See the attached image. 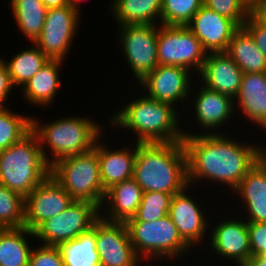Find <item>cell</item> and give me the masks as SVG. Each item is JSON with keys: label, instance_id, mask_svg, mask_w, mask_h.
I'll return each instance as SVG.
<instances>
[{"label": "cell", "instance_id": "6da1fadb", "mask_svg": "<svg viewBox=\"0 0 266 266\" xmlns=\"http://www.w3.org/2000/svg\"><path fill=\"white\" fill-rule=\"evenodd\" d=\"M184 133L188 185L210 180L234 190L247 172L259 161V145L244 144L236 137L202 132ZM195 182V183H194Z\"/></svg>", "mask_w": 266, "mask_h": 266}, {"label": "cell", "instance_id": "7a4b0ae2", "mask_svg": "<svg viewBox=\"0 0 266 266\" xmlns=\"http://www.w3.org/2000/svg\"><path fill=\"white\" fill-rule=\"evenodd\" d=\"M133 179L143 192H182L189 186L183 142L137 143Z\"/></svg>", "mask_w": 266, "mask_h": 266}, {"label": "cell", "instance_id": "3957f363", "mask_svg": "<svg viewBox=\"0 0 266 266\" xmlns=\"http://www.w3.org/2000/svg\"><path fill=\"white\" fill-rule=\"evenodd\" d=\"M177 109L172 104L138 96L109 118L113 127L135 134V143L182 142L184 133ZM135 132V133H134Z\"/></svg>", "mask_w": 266, "mask_h": 266}, {"label": "cell", "instance_id": "277c9868", "mask_svg": "<svg viewBox=\"0 0 266 266\" xmlns=\"http://www.w3.org/2000/svg\"><path fill=\"white\" fill-rule=\"evenodd\" d=\"M40 123L37 118L32 117V131L39 140L42 155L49 166L64 157L90 151L103 135V128L98 121L79 115L58 118L47 124ZM45 145L51 149L49 154L52 156L47 155L45 150H49L44 147Z\"/></svg>", "mask_w": 266, "mask_h": 266}, {"label": "cell", "instance_id": "5b68a950", "mask_svg": "<svg viewBox=\"0 0 266 266\" xmlns=\"http://www.w3.org/2000/svg\"><path fill=\"white\" fill-rule=\"evenodd\" d=\"M49 175L50 166L32 130L18 142L0 151V184L24 198Z\"/></svg>", "mask_w": 266, "mask_h": 266}, {"label": "cell", "instance_id": "8992f818", "mask_svg": "<svg viewBox=\"0 0 266 266\" xmlns=\"http://www.w3.org/2000/svg\"><path fill=\"white\" fill-rule=\"evenodd\" d=\"M50 175L76 201H88L101 209L106 191L100 178L97 142L86 153L64 157L50 166Z\"/></svg>", "mask_w": 266, "mask_h": 266}, {"label": "cell", "instance_id": "52a82bcc", "mask_svg": "<svg viewBox=\"0 0 266 266\" xmlns=\"http://www.w3.org/2000/svg\"><path fill=\"white\" fill-rule=\"evenodd\" d=\"M126 225L134 251L142 262L158 258L181 260V256L192 250L179 235L169 215L153 222H126Z\"/></svg>", "mask_w": 266, "mask_h": 266}, {"label": "cell", "instance_id": "ba28073f", "mask_svg": "<svg viewBox=\"0 0 266 266\" xmlns=\"http://www.w3.org/2000/svg\"><path fill=\"white\" fill-rule=\"evenodd\" d=\"M99 218L98 206L74 200L63 212L46 219L33 231L35 240L41 245L58 246L90 230Z\"/></svg>", "mask_w": 266, "mask_h": 266}, {"label": "cell", "instance_id": "9c48e42d", "mask_svg": "<svg viewBox=\"0 0 266 266\" xmlns=\"http://www.w3.org/2000/svg\"><path fill=\"white\" fill-rule=\"evenodd\" d=\"M158 65H174L200 73L207 52L186 26L162 25L157 36Z\"/></svg>", "mask_w": 266, "mask_h": 266}, {"label": "cell", "instance_id": "30bf717a", "mask_svg": "<svg viewBox=\"0 0 266 266\" xmlns=\"http://www.w3.org/2000/svg\"><path fill=\"white\" fill-rule=\"evenodd\" d=\"M159 24L120 25L119 44L123 58L138 82L158 66Z\"/></svg>", "mask_w": 266, "mask_h": 266}, {"label": "cell", "instance_id": "8fae6325", "mask_svg": "<svg viewBox=\"0 0 266 266\" xmlns=\"http://www.w3.org/2000/svg\"><path fill=\"white\" fill-rule=\"evenodd\" d=\"M80 15L72 4L47 9L42 32L34 44L49 59L66 60L80 25Z\"/></svg>", "mask_w": 266, "mask_h": 266}, {"label": "cell", "instance_id": "7c38bea8", "mask_svg": "<svg viewBox=\"0 0 266 266\" xmlns=\"http://www.w3.org/2000/svg\"><path fill=\"white\" fill-rule=\"evenodd\" d=\"M96 232V249L100 266L143 265L132 246L126 223L100 217L92 227Z\"/></svg>", "mask_w": 266, "mask_h": 266}, {"label": "cell", "instance_id": "4fadbf2b", "mask_svg": "<svg viewBox=\"0 0 266 266\" xmlns=\"http://www.w3.org/2000/svg\"><path fill=\"white\" fill-rule=\"evenodd\" d=\"M73 201L49 175L25 197L24 226L34 231L46 219L63 212Z\"/></svg>", "mask_w": 266, "mask_h": 266}, {"label": "cell", "instance_id": "5bb4252c", "mask_svg": "<svg viewBox=\"0 0 266 266\" xmlns=\"http://www.w3.org/2000/svg\"><path fill=\"white\" fill-rule=\"evenodd\" d=\"M191 72V70L174 65H158L138 83L144 87V90L146 89V96L176 107L175 103H183L193 92L191 89L194 90L191 88L194 84V82L191 83L193 81Z\"/></svg>", "mask_w": 266, "mask_h": 266}, {"label": "cell", "instance_id": "9a60e30c", "mask_svg": "<svg viewBox=\"0 0 266 266\" xmlns=\"http://www.w3.org/2000/svg\"><path fill=\"white\" fill-rule=\"evenodd\" d=\"M191 187L188 186L182 192L172 196L168 215L183 241L190 248L193 246L195 248L208 234L206 231L209 229V220L206 219L205 210L201 209L202 206H199L197 200L194 201V198L190 197L191 194L186 193Z\"/></svg>", "mask_w": 266, "mask_h": 266}, {"label": "cell", "instance_id": "2e32d148", "mask_svg": "<svg viewBox=\"0 0 266 266\" xmlns=\"http://www.w3.org/2000/svg\"><path fill=\"white\" fill-rule=\"evenodd\" d=\"M240 219L238 216L232 219L229 217V220L227 218L219 224L216 223L214 228L210 227L212 232L209 237L210 247L219 255L218 258L237 262V266H242L251 258L247 222L244 217Z\"/></svg>", "mask_w": 266, "mask_h": 266}, {"label": "cell", "instance_id": "e0dca14e", "mask_svg": "<svg viewBox=\"0 0 266 266\" xmlns=\"http://www.w3.org/2000/svg\"><path fill=\"white\" fill-rule=\"evenodd\" d=\"M186 27L199 39L207 53L226 52L239 26L203 5Z\"/></svg>", "mask_w": 266, "mask_h": 266}, {"label": "cell", "instance_id": "ac0fdd59", "mask_svg": "<svg viewBox=\"0 0 266 266\" xmlns=\"http://www.w3.org/2000/svg\"><path fill=\"white\" fill-rule=\"evenodd\" d=\"M200 86L193 96L195 98L193 104H195L196 124L198 123L197 126L201 127L202 131L203 129L207 130L205 134H217V132L222 134L218 130L219 127L225 125V122L231 121L229 119L236 114L234 100L218 91L208 89L203 85Z\"/></svg>", "mask_w": 266, "mask_h": 266}, {"label": "cell", "instance_id": "d6986e66", "mask_svg": "<svg viewBox=\"0 0 266 266\" xmlns=\"http://www.w3.org/2000/svg\"><path fill=\"white\" fill-rule=\"evenodd\" d=\"M198 76L203 86L234 100L241 86L243 72L226 52H214L207 53Z\"/></svg>", "mask_w": 266, "mask_h": 266}, {"label": "cell", "instance_id": "ffe728a7", "mask_svg": "<svg viewBox=\"0 0 266 266\" xmlns=\"http://www.w3.org/2000/svg\"><path fill=\"white\" fill-rule=\"evenodd\" d=\"M142 195V188L133 178L113 185L106 190L100 209V217L107 221L126 223L135 216Z\"/></svg>", "mask_w": 266, "mask_h": 266}, {"label": "cell", "instance_id": "44dd1931", "mask_svg": "<svg viewBox=\"0 0 266 266\" xmlns=\"http://www.w3.org/2000/svg\"><path fill=\"white\" fill-rule=\"evenodd\" d=\"M246 209V222L266 223V167L258 161L233 190ZM248 212V213H247Z\"/></svg>", "mask_w": 266, "mask_h": 266}, {"label": "cell", "instance_id": "7402d4cb", "mask_svg": "<svg viewBox=\"0 0 266 266\" xmlns=\"http://www.w3.org/2000/svg\"><path fill=\"white\" fill-rule=\"evenodd\" d=\"M97 140V156L99 161L100 178L104 190L124 180L133 178L134 162L137 152V143L130 148L111 150L104 142Z\"/></svg>", "mask_w": 266, "mask_h": 266}, {"label": "cell", "instance_id": "603a6c76", "mask_svg": "<svg viewBox=\"0 0 266 266\" xmlns=\"http://www.w3.org/2000/svg\"><path fill=\"white\" fill-rule=\"evenodd\" d=\"M234 102L235 110H241L249 122L266 129V72L243 73Z\"/></svg>", "mask_w": 266, "mask_h": 266}, {"label": "cell", "instance_id": "cb8c5ba5", "mask_svg": "<svg viewBox=\"0 0 266 266\" xmlns=\"http://www.w3.org/2000/svg\"><path fill=\"white\" fill-rule=\"evenodd\" d=\"M63 60L49 59L46 64L20 89L28 104L47 107L61 87L60 68ZM59 73V74H58Z\"/></svg>", "mask_w": 266, "mask_h": 266}, {"label": "cell", "instance_id": "d4e9b609", "mask_svg": "<svg viewBox=\"0 0 266 266\" xmlns=\"http://www.w3.org/2000/svg\"><path fill=\"white\" fill-rule=\"evenodd\" d=\"M226 53L243 73L266 72L265 55L243 26L234 32Z\"/></svg>", "mask_w": 266, "mask_h": 266}, {"label": "cell", "instance_id": "484cf974", "mask_svg": "<svg viewBox=\"0 0 266 266\" xmlns=\"http://www.w3.org/2000/svg\"><path fill=\"white\" fill-rule=\"evenodd\" d=\"M110 10L118 25L161 23L162 0H111ZM160 17V18H159Z\"/></svg>", "mask_w": 266, "mask_h": 266}, {"label": "cell", "instance_id": "4316f807", "mask_svg": "<svg viewBox=\"0 0 266 266\" xmlns=\"http://www.w3.org/2000/svg\"><path fill=\"white\" fill-rule=\"evenodd\" d=\"M26 236L35 238L25 226L0 228V266H28L33 245Z\"/></svg>", "mask_w": 266, "mask_h": 266}, {"label": "cell", "instance_id": "83f0119b", "mask_svg": "<svg viewBox=\"0 0 266 266\" xmlns=\"http://www.w3.org/2000/svg\"><path fill=\"white\" fill-rule=\"evenodd\" d=\"M96 232L93 228L67 242L59 248L64 266H100V257L96 249Z\"/></svg>", "mask_w": 266, "mask_h": 266}, {"label": "cell", "instance_id": "f1b7e54d", "mask_svg": "<svg viewBox=\"0 0 266 266\" xmlns=\"http://www.w3.org/2000/svg\"><path fill=\"white\" fill-rule=\"evenodd\" d=\"M13 18L31 43L40 36L47 8L42 0H10Z\"/></svg>", "mask_w": 266, "mask_h": 266}, {"label": "cell", "instance_id": "f546056e", "mask_svg": "<svg viewBox=\"0 0 266 266\" xmlns=\"http://www.w3.org/2000/svg\"><path fill=\"white\" fill-rule=\"evenodd\" d=\"M49 60L34 44L31 48L19 51L9 62L4 59L13 87L22 88Z\"/></svg>", "mask_w": 266, "mask_h": 266}, {"label": "cell", "instance_id": "4dcf8cb0", "mask_svg": "<svg viewBox=\"0 0 266 266\" xmlns=\"http://www.w3.org/2000/svg\"><path fill=\"white\" fill-rule=\"evenodd\" d=\"M0 107V151L21 140L32 130V117Z\"/></svg>", "mask_w": 266, "mask_h": 266}, {"label": "cell", "instance_id": "1f68e13d", "mask_svg": "<svg viewBox=\"0 0 266 266\" xmlns=\"http://www.w3.org/2000/svg\"><path fill=\"white\" fill-rule=\"evenodd\" d=\"M25 198L0 184V228L24 226Z\"/></svg>", "mask_w": 266, "mask_h": 266}, {"label": "cell", "instance_id": "d6a6232c", "mask_svg": "<svg viewBox=\"0 0 266 266\" xmlns=\"http://www.w3.org/2000/svg\"><path fill=\"white\" fill-rule=\"evenodd\" d=\"M204 5V0H162L161 24L186 26Z\"/></svg>", "mask_w": 266, "mask_h": 266}, {"label": "cell", "instance_id": "836d02e7", "mask_svg": "<svg viewBox=\"0 0 266 266\" xmlns=\"http://www.w3.org/2000/svg\"><path fill=\"white\" fill-rule=\"evenodd\" d=\"M172 195L164 192H143L135 216L127 222H153L168 215Z\"/></svg>", "mask_w": 266, "mask_h": 266}, {"label": "cell", "instance_id": "e575fe53", "mask_svg": "<svg viewBox=\"0 0 266 266\" xmlns=\"http://www.w3.org/2000/svg\"><path fill=\"white\" fill-rule=\"evenodd\" d=\"M204 5L233 20L242 27L250 14V8L243 0H204Z\"/></svg>", "mask_w": 266, "mask_h": 266}, {"label": "cell", "instance_id": "d590c367", "mask_svg": "<svg viewBox=\"0 0 266 266\" xmlns=\"http://www.w3.org/2000/svg\"><path fill=\"white\" fill-rule=\"evenodd\" d=\"M39 246L32 249L28 266H64L57 246Z\"/></svg>", "mask_w": 266, "mask_h": 266}, {"label": "cell", "instance_id": "8d00e7d4", "mask_svg": "<svg viewBox=\"0 0 266 266\" xmlns=\"http://www.w3.org/2000/svg\"><path fill=\"white\" fill-rule=\"evenodd\" d=\"M251 257L266 254V223L247 222Z\"/></svg>", "mask_w": 266, "mask_h": 266}, {"label": "cell", "instance_id": "74e56055", "mask_svg": "<svg viewBox=\"0 0 266 266\" xmlns=\"http://www.w3.org/2000/svg\"><path fill=\"white\" fill-rule=\"evenodd\" d=\"M243 27L251 34L255 44L266 58V25L260 23L251 13Z\"/></svg>", "mask_w": 266, "mask_h": 266}, {"label": "cell", "instance_id": "f35d334b", "mask_svg": "<svg viewBox=\"0 0 266 266\" xmlns=\"http://www.w3.org/2000/svg\"><path fill=\"white\" fill-rule=\"evenodd\" d=\"M13 85L9 77L8 68L4 57H0V107H5L8 97L11 95Z\"/></svg>", "mask_w": 266, "mask_h": 266}, {"label": "cell", "instance_id": "ab89813d", "mask_svg": "<svg viewBox=\"0 0 266 266\" xmlns=\"http://www.w3.org/2000/svg\"><path fill=\"white\" fill-rule=\"evenodd\" d=\"M250 13L262 24L266 25V0H259L251 9Z\"/></svg>", "mask_w": 266, "mask_h": 266}, {"label": "cell", "instance_id": "60d3db41", "mask_svg": "<svg viewBox=\"0 0 266 266\" xmlns=\"http://www.w3.org/2000/svg\"><path fill=\"white\" fill-rule=\"evenodd\" d=\"M242 266H266V254L251 257Z\"/></svg>", "mask_w": 266, "mask_h": 266}, {"label": "cell", "instance_id": "b9f144b4", "mask_svg": "<svg viewBox=\"0 0 266 266\" xmlns=\"http://www.w3.org/2000/svg\"><path fill=\"white\" fill-rule=\"evenodd\" d=\"M47 9L70 5V0H42Z\"/></svg>", "mask_w": 266, "mask_h": 266}, {"label": "cell", "instance_id": "7bdbcfd3", "mask_svg": "<svg viewBox=\"0 0 266 266\" xmlns=\"http://www.w3.org/2000/svg\"><path fill=\"white\" fill-rule=\"evenodd\" d=\"M258 158L259 161L266 167V147H264L262 144L259 145Z\"/></svg>", "mask_w": 266, "mask_h": 266}, {"label": "cell", "instance_id": "ee69618b", "mask_svg": "<svg viewBox=\"0 0 266 266\" xmlns=\"http://www.w3.org/2000/svg\"><path fill=\"white\" fill-rule=\"evenodd\" d=\"M243 1L251 9L259 0H243Z\"/></svg>", "mask_w": 266, "mask_h": 266}, {"label": "cell", "instance_id": "f6af8a7d", "mask_svg": "<svg viewBox=\"0 0 266 266\" xmlns=\"http://www.w3.org/2000/svg\"><path fill=\"white\" fill-rule=\"evenodd\" d=\"M80 1H82V0H70V4H72L75 8L80 10V7H81Z\"/></svg>", "mask_w": 266, "mask_h": 266}]
</instances>
